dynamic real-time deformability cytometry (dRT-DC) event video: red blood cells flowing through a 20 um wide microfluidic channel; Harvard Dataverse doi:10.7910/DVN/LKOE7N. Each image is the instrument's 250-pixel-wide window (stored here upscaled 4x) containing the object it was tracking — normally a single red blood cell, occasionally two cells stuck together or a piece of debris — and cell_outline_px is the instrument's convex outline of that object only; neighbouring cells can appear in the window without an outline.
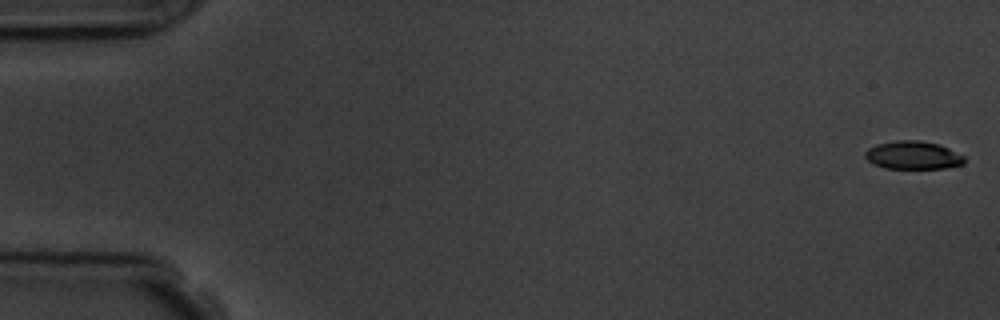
{"species": "common noctule bat (a hibernating species)", "species_latin": "Nyctalus noctula", "temperature_condition": "room temperature", "stored_images_in_passage": 5, "camera_frame_rate_fps": 3000, "um_per_image_px": 0.085, "animal": {"sex": "male", "body_mass_g": 19.5, "forearm_length_mm": 54.6}, "frame": {"image": 1, "passage_image": 1, "time_ms": 0.0, "image_size_px": [1000, 320], "cell_outline_px": [[964, 164], [944, 168], [884, 168], [872, 164], [864, 156], [864, 152], [868, 148], [876, 144], [896, 140], [920, 140], [940, 144], [964, 156]], "centroid_in_image_um": [77.57, 13.18], "position_along_channel_um": 7.4, "area_um2": 16.36}}
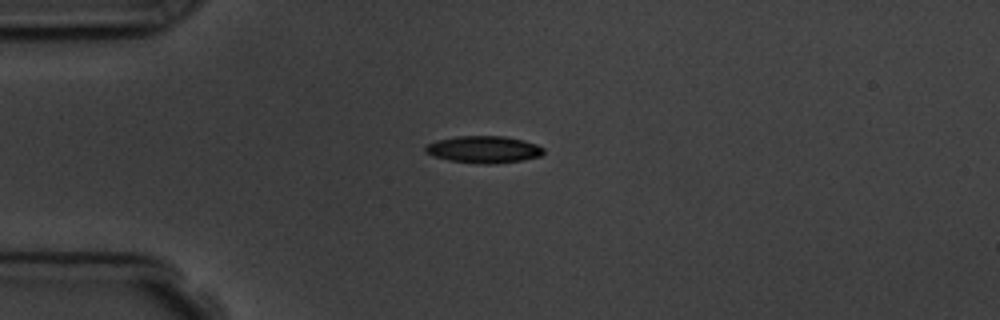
{"frame": {"image": 2, "passage_image": 4, "time_ms": 4.333, "image_size_px": [1000, 320], "cell_outline_px": [[544, 152], [540, 156], [520, 160], [496, 164], [484, 164], [452, 160], [432, 156], [424, 152], [424, 148], [428, 144], [436, 140], [456, 136], [504, 136], [524, 140], [536, 144], [544, 148]], "centroid_in_image_um": [41.11, 12.69], "position_along_channel_um": 43.9, "area_um2": 18.55}}